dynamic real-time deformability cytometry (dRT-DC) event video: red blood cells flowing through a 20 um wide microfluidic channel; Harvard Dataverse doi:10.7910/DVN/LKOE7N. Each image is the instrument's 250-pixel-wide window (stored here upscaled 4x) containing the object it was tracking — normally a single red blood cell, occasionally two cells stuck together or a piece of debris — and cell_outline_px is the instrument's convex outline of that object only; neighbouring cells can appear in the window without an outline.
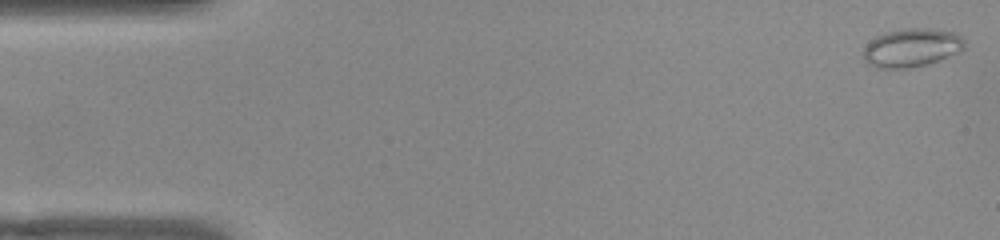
{"species": "common noctule bat (a hibernating species)", "species_latin": "Nyctalus noctula", "temperature_condition": "warm", "stored_images_in_passage": 52, "camera_frame_rate_fps": 3000, "um_per_image_px": 0.085, "animal": {"sex": "female", "body_mass_g": 22.0, "forearm_length_mm": 56.7}, "frame": {"image": 1, "passage_image": 1, "time_ms": 0.0, "image_size_px": [1000, 240], "cell_outline_px": [[964, 48], [960, 52], [912, 68], [876, 68], [868, 64], [864, 60], [864, 48], [876, 36], [900, 28], [928, 28], [952, 32], [960, 36], [964, 40]], "centroid_in_image_um": [77.47, 4.05], "position_along_channel_um": 7.5, "area_um2": 22.43}}
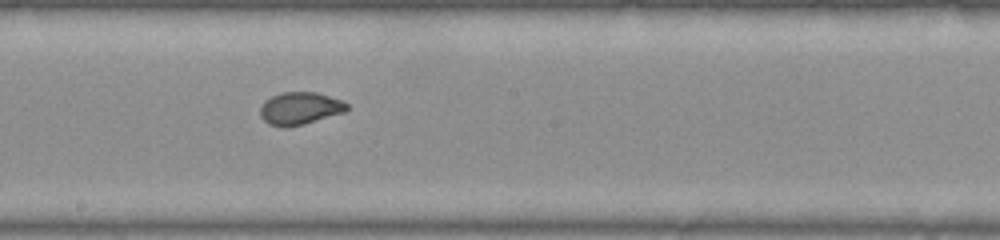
{"frame": {"image": 2, "passage_image": 28, "time_ms": 9.0, "image_size_px": [1000, 240], "cell_outline_px": [[348, 108], [344, 112], [304, 124], [288, 128], [280, 128], [268, 124], [260, 116], [260, 108], [264, 100], [272, 96], [284, 92], [316, 92], [340, 100], [348, 104]], "centroid_in_image_um": [25.45, 9.23], "position_along_channel_um": 222.8, "area_um2": 16.47}}
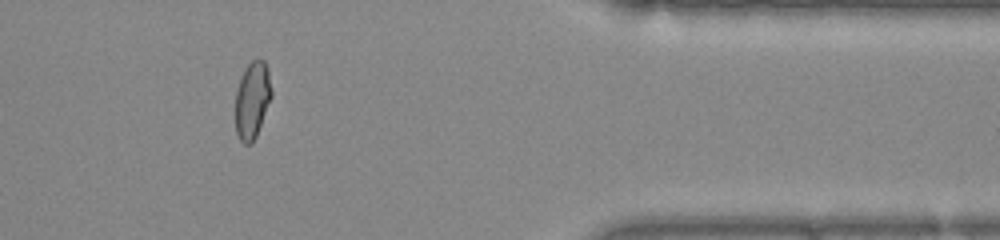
{"frame": {"image": 3, "passage_image": 43, "time_ms": 14.0, "image_size_px": [1000, 240], "cell_outline_px": [[272, 96], [256, 136], [252, 144], [244, 144], [240, 140], [236, 132], [236, 92], [240, 76], [244, 68], [252, 60], [264, 60], [268, 68], [272, 92]], "centroid_in_image_um": [21.44, 8.49], "position_along_channel_um": 390.0, "area_um2": 16.24}}